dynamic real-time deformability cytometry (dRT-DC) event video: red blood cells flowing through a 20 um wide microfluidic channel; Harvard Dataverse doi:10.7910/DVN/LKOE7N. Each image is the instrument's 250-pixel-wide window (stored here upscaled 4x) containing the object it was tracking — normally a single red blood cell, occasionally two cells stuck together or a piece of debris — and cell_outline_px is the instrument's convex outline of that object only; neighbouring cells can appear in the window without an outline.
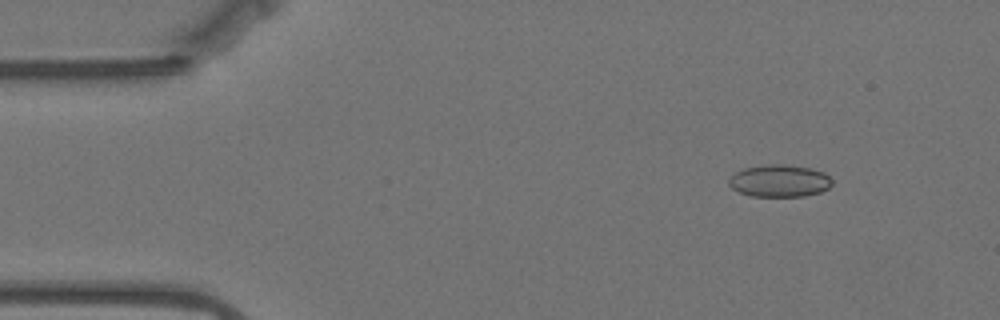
{"species": "Egyptian fruit bat (a non-hibernating species)", "species_latin": "Rousettus aegyptiacus", "temperature_condition": "warm", "stored_images_in_passage": 36, "camera_frame_rate_fps": 3000, "um_per_image_px": 0.085, "animal": {"sex": "female"}, "frame": {"image": 1, "passage_image": 1, "time_ms": 0.0, "image_size_px": [1000, 320], "cell_outline_px": [[832, 184], [828, 188], [820, 192], [804, 196], [752, 196], [740, 192], [732, 188], [728, 184], [728, 180], [736, 172], [744, 168], [768, 164], [784, 164], [808, 168], [824, 172], [832, 180]], "centroid_in_image_um": [66.25, 15.37], "position_along_channel_um": 18.7, "area_um2": 19.25}}
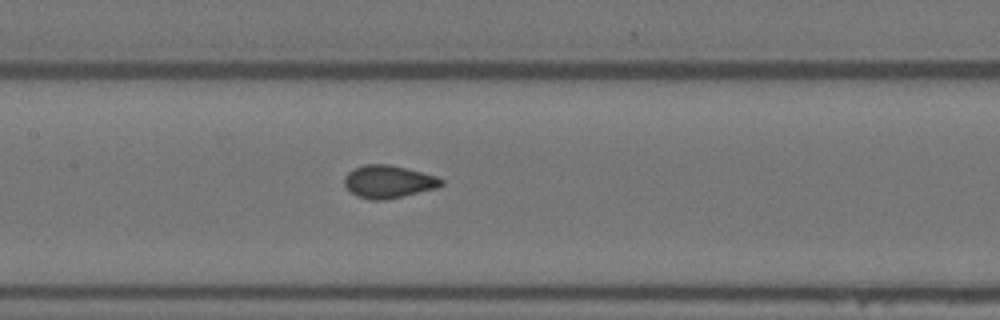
{"frame": {"image": 2, "passage_image": 21, "time_ms": 6.667, "image_size_px": [1000, 320], "cell_outline_px": [[444, 184], [436, 188], [384, 200], [372, 200], [356, 196], [344, 184], [344, 176], [348, 172], [364, 164], [388, 164], [436, 176], [444, 180]], "centroid_in_image_um": [33.0, 15.44], "position_along_channel_um": 174.4, "area_um2": 18.21}}
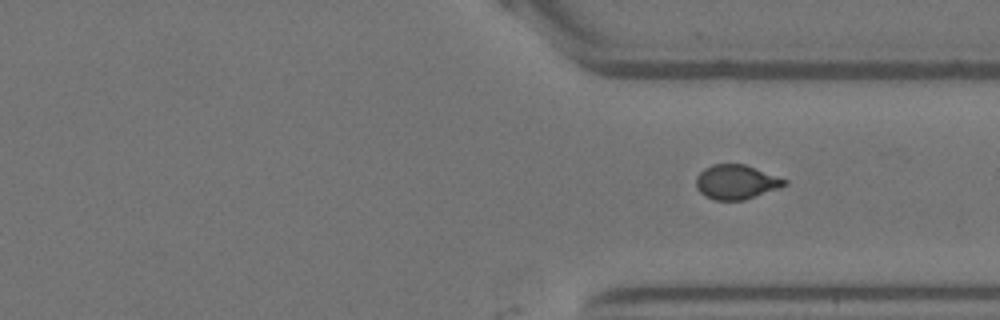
{"frame": {"image": 3, "passage_image": 36, "time_ms": 11.667, "image_size_px": [1000, 320], "cell_outline_px": [[788, 184], [744, 200], [712, 200], [704, 196], [696, 188], [696, 176], [704, 168], [712, 164], [744, 164], [788, 180]], "centroid_in_image_um": [62.53, 15.47], "position_along_channel_um": 348.9, "area_um2": 17.69}}